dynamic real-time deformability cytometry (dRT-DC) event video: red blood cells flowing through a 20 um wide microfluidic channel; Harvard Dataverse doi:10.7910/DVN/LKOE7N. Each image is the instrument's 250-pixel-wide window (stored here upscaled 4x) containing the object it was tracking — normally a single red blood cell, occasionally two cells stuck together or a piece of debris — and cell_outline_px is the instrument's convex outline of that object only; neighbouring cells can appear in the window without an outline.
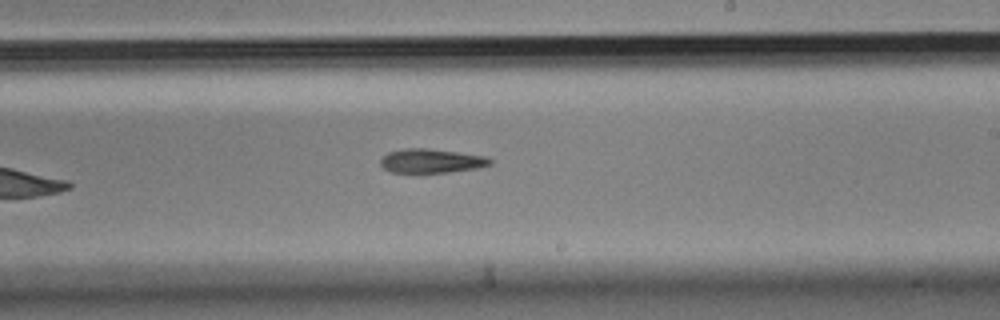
{"species": "Egyptian fruit bat (a non-hibernating species)", "species_latin": "Rousettus aegyptiacus", "temperature_condition": "cold", "stored_images_in_passage": 10, "camera_frame_rate_fps": 3000, "um_per_image_px": 0.085, "animal": {"sex": "male"}, "frame": {"image": 1, "passage_image": 10, "time_ms": 3.0, "image_size_px": [1000, 320], "cell_outline_px": [[492, 164], [476, 168], [448, 172], [392, 172], [384, 168], [380, 164], [380, 160], [388, 152], [404, 148], [428, 148], [488, 156], [492, 160]], "centroid_in_image_um": [36.68, 13.66], "position_along_channel_um": 252.3, "area_um2": 15.32}}